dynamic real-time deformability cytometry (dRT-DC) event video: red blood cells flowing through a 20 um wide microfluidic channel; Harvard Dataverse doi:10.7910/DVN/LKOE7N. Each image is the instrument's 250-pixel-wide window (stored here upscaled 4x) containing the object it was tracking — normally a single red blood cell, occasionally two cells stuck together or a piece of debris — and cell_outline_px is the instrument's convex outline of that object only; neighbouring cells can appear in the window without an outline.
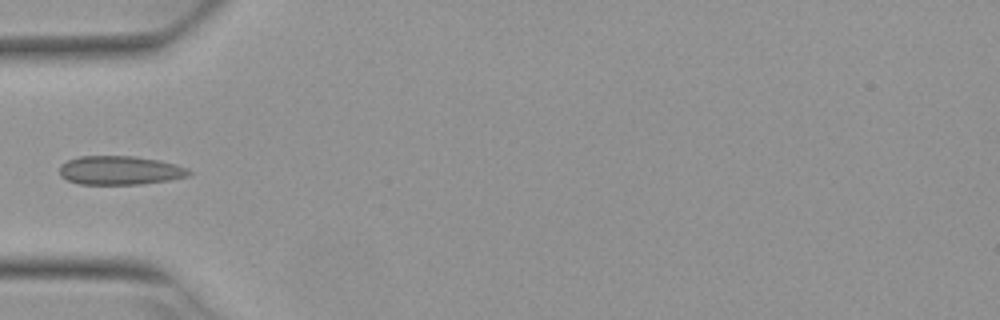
{"species": "Egyptian fruit bat (a non-hibernating species)", "species_latin": "Rousettus aegyptiacus", "temperature_condition": "warm", "stored_images_in_passage": 3, "camera_frame_rate_fps": 3000, "um_per_image_px": 0.085, "animal": {"sex": "female"}, "frame": {"image": 1, "passage_image": 2, "time_ms": 0.333, "image_size_px": [1000, 320], "cell_outline_px": [[192, 172], [188, 176], [168, 180], [140, 184], [80, 184], [68, 180], [60, 176], [60, 164], [68, 160], [80, 156], [136, 156], [160, 160], [184, 168]], "centroid_in_image_um": [10.15, 14.47], "position_along_channel_um": 74.8, "area_um2": 21.56}}
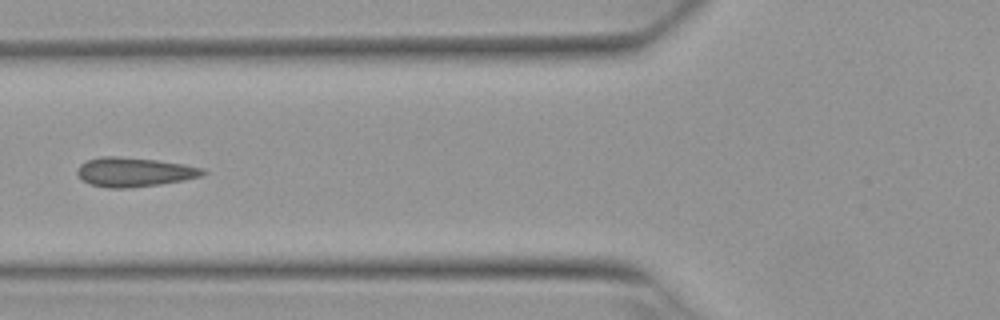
{"frame": {"image": 2, "passage_image": 3, "time_ms": 0.667, "image_size_px": [1000, 320], "cell_outline_px": [[208, 172], [200, 176], [160, 184], [124, 188], [108, 188], [92, 184], [84, 180], [76, 172], [80, 164], [88, 160], [100, 156], [116, 156], [156, 160], [184, 164], [204, 168]], "centroid_in_image_um": [11.41, 14.61], "position_along_channel_um": 114.4, "area_um2": 21.1}}